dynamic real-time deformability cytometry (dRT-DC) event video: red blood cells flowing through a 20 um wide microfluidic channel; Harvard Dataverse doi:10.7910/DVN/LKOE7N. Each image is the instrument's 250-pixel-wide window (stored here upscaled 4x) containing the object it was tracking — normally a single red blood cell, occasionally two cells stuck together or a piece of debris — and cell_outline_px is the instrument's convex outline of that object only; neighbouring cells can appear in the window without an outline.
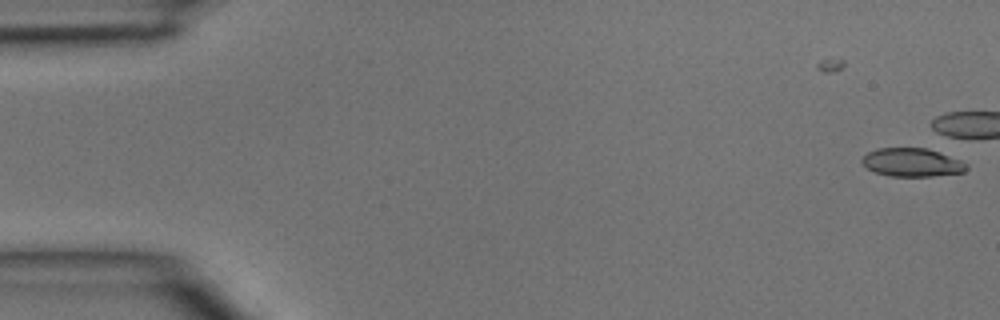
{"species": "common noctule bat (a hibernating species)", "species_latin": "Nyctalus noctula", "temperature_condition": "room temperature", "stored_images_in_passage": 4, "camera_frame_rate_fps": 3000, "um_per_image_px": 0.085, "animal": {"sex": "male", "body_mass_g": 15.6}, "frame": {"image": 1, "passage_image": 4, "time_ms": 1.0, "image_size_px": [1000, 320], "cell_outline_px": [[968, 168], [964, 172], [932, 176], [888, 176], [876, 172], [868, 168], [860, 160], [868, 152], [876, 148], [928, 148], [960, 160], [968, 164]], "centroid_in_image_um": [77.53, 13.8], "position_along_channel_um": 7.5, "area_um2": 17.22}}